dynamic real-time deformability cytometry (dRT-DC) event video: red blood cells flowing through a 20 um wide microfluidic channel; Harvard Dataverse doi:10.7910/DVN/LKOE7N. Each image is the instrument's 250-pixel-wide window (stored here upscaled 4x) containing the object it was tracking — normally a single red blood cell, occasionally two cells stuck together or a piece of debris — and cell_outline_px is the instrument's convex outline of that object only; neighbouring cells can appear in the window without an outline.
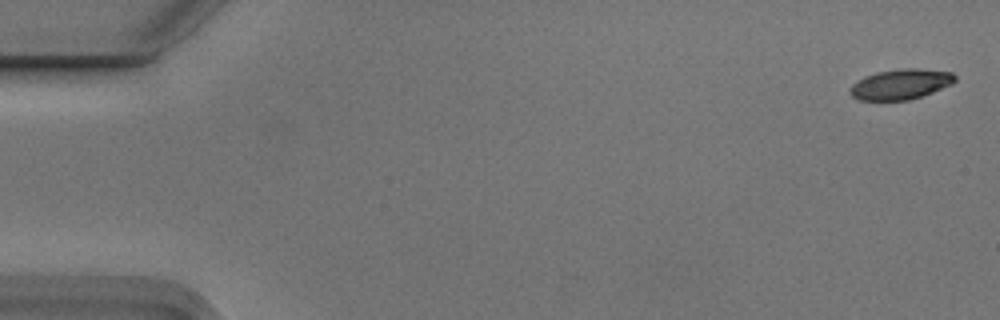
{"species": "Egyptian fruit bat (a non-hibernating species)", "species_latin": "Rousettus aegyptiacus", "temperature_condition": "cold", "stored_images_in_passage": 6, "segment_of_instrument_passage": [1, 2], "camera_frame_rate_fps": 3000, "um_per_image_px": 0.085, "animal": {"sex": "male"}, "frame": {"image": 1, "passage_image": 1, "time_ms": 0.0, "image_size_px": [1000, 320], "cell_outline_px": [[956, 80], [952, 84], [932, 92], [908, 100], [860, 100], [852, 96], [848, 92], [848, 88], [852, 84], [864, 76], [876, 72], [900, 68], [920, 68], [952, 72], [956, 76]], "centroid_in_image_um": [76.54, 7.14], "position_along_channel_um": 8.5, "area_um2": 18.67}}
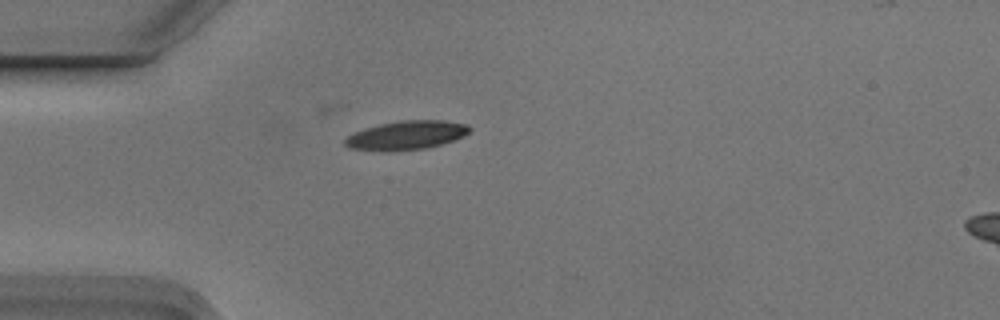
{"frame": {"image": 2, "passage_image": 5, "time_ms": 1.333, "image_size_px": [1000, 320], "cell_outline_px": [[472, 128], [464, 136], [428, 148], [388, 152], [348, 148], [344, 144], [344, 140], [348, 136], [356, 132], [380, 124], [404, 120], [440, 120], [468, 124]], "centroid_in_image_um": [34.55, 11.51], "position_along_channel_um": 50.5, "area_um2": 20.87}}